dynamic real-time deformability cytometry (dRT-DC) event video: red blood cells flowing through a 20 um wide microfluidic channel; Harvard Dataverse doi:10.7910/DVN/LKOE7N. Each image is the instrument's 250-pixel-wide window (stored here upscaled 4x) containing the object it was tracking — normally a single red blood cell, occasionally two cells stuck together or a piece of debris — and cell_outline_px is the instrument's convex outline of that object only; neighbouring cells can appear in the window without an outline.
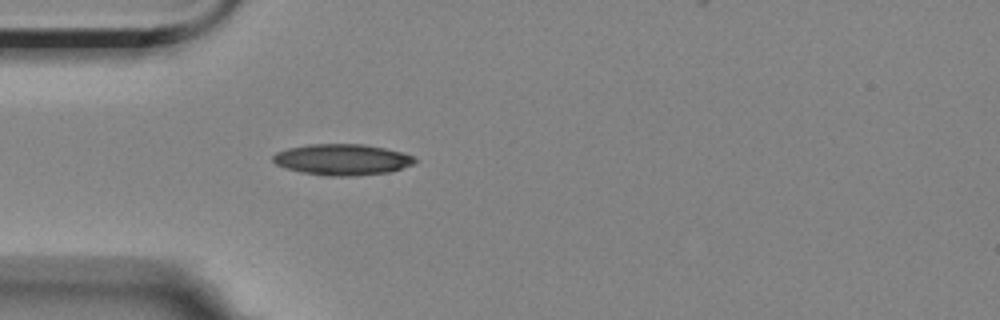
{"species": "Egyptian fruit bat (a non-hibernating species)", "species_latin": "Rousettus aegyptiacus", "temperature_condition": "room temperature", "stored_images_in_passage": 41, "camera_frame_rate_fps": 3000, "um_per_image_px": 0.085, "animal": {"sex": "female"}, "frame": {"image": 1, "passage_image": 1, "time_ms": 0.0, "image_size_px": [1000, 320], "cell_outline_px": [[416, 164], [388, 172], [356, 176], [324, 176], [284, 168], [276, 164], [272, 160], [272, 156], [276, 152], [288, 148], [308, 144], [364, 144], [404, 152], [412, 156], [416, 160]], "centroid_in_image_um": [29.09, 13.56], "position_along_channel_um": 55.9, "area_um2": 25.84}}
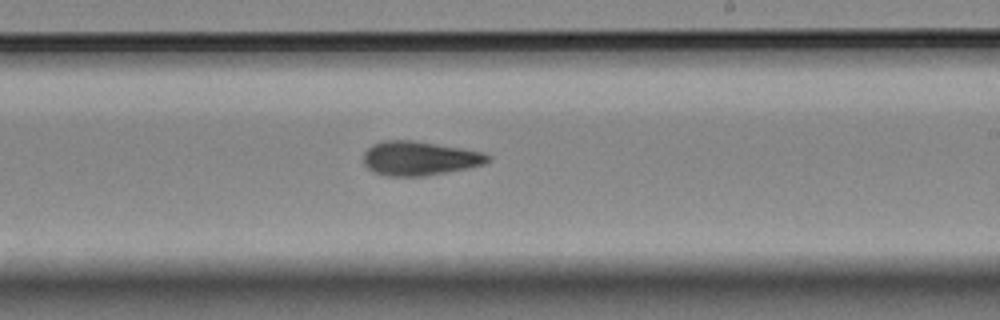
{"frame": {"image": 2, "passage_image": 18, "time_ms": 5.667, "image_size_px": [1000, 320], "cell_outline_px": [[492, 156], [484, 164], [468, 168], [428, 176], [384, 176], [372, 172], [364, 164], [364, 152], [372, 144], [384, 140], [412, 140], [484, 152]], "centroid_in_image_um": [35.64, 13.47], "position_along_channel_um": 253.4, "area_um2": 24.85}}
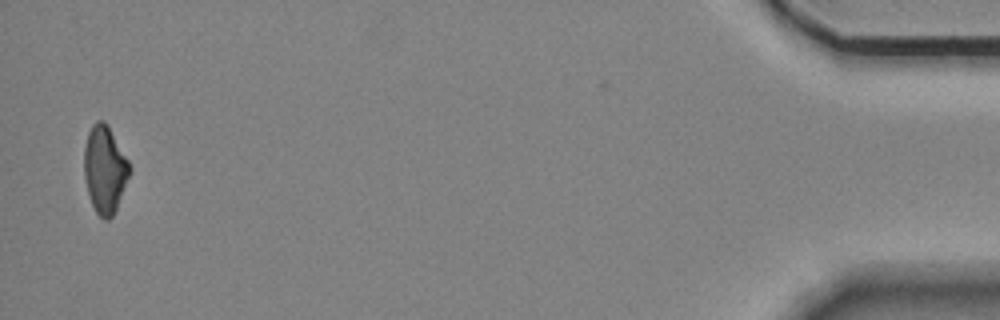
{"frame": {"image": 3, "passage_image": 40, "time_ms": 13.0, "image_size_px": [1000, 320], "cell_outline_px": [[132, 172], [116, 208], [112, 216], [108, 220], [104, 220], [96, 212], [92, 204], [88, 192], [84, 176], [84, 148], [88, 132], [92, 124], [96, 120], [104, 120], [108, 124], [128, 160], [132, 168]], "centroid_in_image_um": [8.92, 14.37], "position_along_channel_um": 426.3, "area_um2": 23.29}}